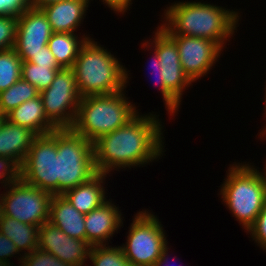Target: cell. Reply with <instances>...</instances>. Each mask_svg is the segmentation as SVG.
I'll return each mask as SVG.
<instances>
[{
  "label": "cell",
  "mask_w": 266,
  "mask_h": 266,
  "mask_svg": "<svg viewBox=\"0 0 266 266\" xmlns=\"http://www.w3.org/2000/svg\"><path fill=\"white\" fill-rule=\"evenodd\" d=\"M92 38L80 48L72 67L81 97L117 93L126 88L128 73L111 52Z\"/></svg>",
  "instance_id": "3957f363"
},
{
  "label": "cell",
  "mask_w": 266,
  "mask_h": 266,
  "mask_svg": "<svg viewBox=\"0 0 266 266\" xmlns=\"http://www.w3.org/2000/svg\"><path fill=\"white\" fill-rule=\"evenodd\" d=\"M89 258L94 266H132L120 246H92Z\"/></svg>",
  "instance_id": "484cf974"
},
{
  "label": "cell",
  "mask_w": 266,
  "mask_h": 266,
  "mask_svg": "<svg viewBox=\"0 0 266 266\" xmlns=\"http://www.w3.org/2000/svg\"><path fill=\"white\" fill-rule=\"evenodd\" d=\"M47 118L58 128H72L81 100L72 68L60 69L51 85L40 92Z\"/></svg>",
  "instance_id": "30bf717a"
},
{
  "label": "cell",
  "mask_w": 266,
  "mask_h": 266,
  "mask_svg": "<svg viewBox=\"0 0 266 266\" xmlns=\"http://www.w3.org/2000/svg\"><path fill=\"white\" fill-rule=\"evenodd\" d=\"M14 253L19 254L15 243L0 232V266H11L8 257H12Z\"/></svg>",
  "instance_id": "d6a6232c"
},
{
  "label": "cell",
  "mask_w": 266,
  "mask_h": 266,
  "mask_svg": "<svg viewBox=\"0 0 266 266\" xmlns=\"http://www.w3.org/2000/svg\"><path fill=\"white\" fill-rule=\"evenodd\" d=\"M24 266H72L56 258L53 254L36 249L29 254H25L19 259Z\"/></svg>",
  "instance_id": "4316f807"
},
{
  "label": "cell",
  "mask_w": 266,
  "mask_h": 266,
  "mask_svg": "<svg viewBox=\"0 0 266 266\" xmlns=\"http://www.w3.org/2000/svg\"><path fill=\"white\" fill-rule=\"evenodd\" d=\"M90 37L80 40L74 33L53 32L48 47L61 68H72L82 45Z\"/></svg>",
  "instance_id": "7402d4cb"
},
{
  "label": "cell",
  "mask_w": 266,
  "mask_h": 266,
  "mask_svg": "<svg viewBox=\"0 0 266 266\" xmlns=\"http://www.w3.org/2000/svg\"><path fill=\"white\" fill-rule=\"evenodd\" d=\"M258 245L266 250V201L253 225L246 231Z\"/></svg>",
  "instance_id": "f546056e"
},
{
  "label": "cell",
  "mask_w": 266,
  "mask_h": 266,
  "mask_svg": "<svg viewBox=\"0 0 266 266\" xmlns=\"http://www.w3.org/2000/svg\"><path fill=\"white\" fill-rule=\"evenodd\" d=\"M238 14L204 2H179L165 10L166 23L160 27L168 35L209 39L223 49L224 40L234 34Z\"/></svg>",
  "instance_id": "7a4b0ae2"
},
{
  "label": "cell",
  "mask_w": 266,
  "mask_h": 266,
  "mask_svg": "<svg viewBox=\"0 0 266 266\" xmlns=\"http://www.w3.org/2000/svg\"><path fill=\"white\" fill-rule=\"evenodd\" d=\"M38 248L53 254L72 266H83L90 256L92 246L85 240L66 235L57 226L46 221L38 230Z\"/></svg>",
  "instance_id": "5bb4252c"
},
{
  "label": "cell",
  "mask_w": 266,
  "mask_h": 266,
  "mask_svg": "<svg viewBox=\"0 0 266 266\" xmlns=\"http://www.w3.org/2000/svg\"><path fill=\"white\" fill-rule=\"evenodd\" d=\"M159 219L150 212H138L131 223L126 245L120 246L132 266H153L167 246Z\"/></svg>",
  "instance_id": "52a82bcc"
},
{
  "label": "cell",
  "mask_w": 266,
  "mask_h": 266,
  "mask_svg": "<svg viewBox=\"0 0 266 266\" xmlns=\"http://www.w3.org/2000/svg\"><path fill=\"white\" fill-rule=\"evenodd\" d=\"M0 168L1 184L7 186L20 179V167L12 159L0 157Z\"/></svg>",
  "instance_id": "1f68e13d"
},
{
  "label": "cell",
  "mask_w": 266,
  "mask_h": 266,
  "mask_svg": "<svg viewBox=\"0 0 266 266\" xmlns=\"http://www.w3.org/2000/svg\"><path fill=\"white\" fill-rule=\"evenodd\" d=\"M265 114H266V112H265ZM265 132H266V128H265V130L264 131H262V133H260V134H262V136L265 134Z\"/></svg>",
  "instance_id": "f35d334b"
},
{
  "label": "cell",
  "mask_w": 266,
  "mask_h": 266,
  "mask_svg": "<svg viewBox=\"0 0 266 266\" xmlns=\"http://www.w3.org/2000/svg\"><path fill=\"white\" fill-rule=\"evenodd\" d=\"M153 55L154 57H153L152 66L154 70L152 72H155V74L158 76L157 78L158 81L156 80V82L159 83L160 87L159 90L162 93L163 100L165 101V105L166 108L168 109V112L170 113V115H174L178 111L180 102L165 88V84L162 79V71H161V65L159 63V57L155 50Z\"/></svg>",
  "instance_id": "f1b7e54d"
},
{
  "label": "cell",
  "mask_w": 266,
  "mask_h": 266,
  "mask_svg": "<svg viewBox=\"0 0 266 266\" xmlns=\"http://www.w3.org/2000/svg\"><path fill=\"white\" fill-rule=\"evenodd\" d=\"M39 95L40 92L36 87L21 78L7 90L0 92V111L7 115L25 101L36 98Z\"/></svg>",
  "instance_id": "603a6c76"
},
{
  "label": "cell",
  "mask_w": 266,
  "mask_h": 266,
  "mask_svg": "<svg viewBox=\"0 0 266 266\" xmlns=\"http://www.w3.org/2000/svg\"><path fill=\"white\" fill-rule=\"evenodd\" d=\"M22 60L14 50H0V92L21 79Z\"/></svg>",
  "instance_id": "cb8c5ba5"
},
{
  "label": "cell",
  "mask_w": 266,
  "mask_h": 266,
  "mask_svg": "<svg viewBox=\"0 0 266 266\" xmlns=\"http://www.w3.org/2000/svg\"><path fill=\"white\" fill-rule=\"evenodd\" d=\"M154 36L151 43L147 41L142 46L152 44L148 48L151 50L153 47L158 54L165 88L181 102L183 89L189 87L192 81L183 71L176 42L161 27H158Z\"/></svg>",
  "instance_id": "4fadbf2b"
},
{
  "label": "cell",
  "mask_w": 266,
  "mask_h": 266,
  "mask_svg": "<svg viewBox=\"0 0 266 266\" xmlns=\"http://www.w3.org/2000/svg\"><path fill=\"white\" fill-rule=\"evenodd\" d=\"M17 22V17L0 16V50L14 48Z\"/></svg>",
  "instance_id": "83f0119b"
},
{
  "label": "cell",
  "mask_w": 266,
  "mask_h": 266,
  "mask_svg": "<svg viewBox=\"0 0 266 266\" xmlns=\"http://www.w3.org/2000/svg\"><path fill=\"white\" fill-rule=\"evenodd\" d=\"M31 6V0H0V16L18 18Z\"/></svg>",
  "instance_id": "4dcf8cb0"
},
{
  "label": "cell",
  "mask_w": 266,
  "mask_h": 266,
  "mask_svg": "<svg viewBox=\"0 0 266 266\" xmlns=\"http://www.w3.org/2000/svg\"><path fill=\"white\" fill-rule=\"evenodd\" d=\"M36 136L29 128L6 119L0 128V157L12 159L20 167Z\"/></svg>",
  "instance_id": "e0dca14e"
},
{
  "label": "cell",
  "mask_w": 266,
  "mask_h": 266,
  "mask_svg": "<svg viewBox=\"0 0 266 266\" xmlns=\"http://www.w3.org/2000/svg\"><path fill=\"white\" fill-rule=\"evenodd\" d=\"M175 42L184 73L195 82L210 71L222 49L209 39L169 35Z\"/></svg>",
  "instance_id": "7c38bea8"
},
{
  "label": "cell",
  "mask_w": 266,
  "mask_h": 266,
  "mask_svg": "<svg viewBox=\"0 0 266 266\" xmlns=\"http://www.w3.org/2000/svg\"><path fill=\"white\" fill-rule=\"evenodd\" d=\"M167 255H168V247L166 246V247L162 250V252H161L159 258L156 260V262L153 264V266H164V265H167V261H168V257H167ZM166 259H167V260H166ZM174 259H175V258H174ZM164 263H165V264H164ZM167 266H169V265H167Z\"/></svg>",
  "instance_id": "d590c367"
},
{
  "label": "cell",
  "mask_w": 266,
  "mask_h": 266,
  "mask_svg": "<svg viewBox=\"0 0 266 266\" xmlns=\"http://www.w3.org/2000/svg\"><path fill=\"white\" fill-rule=\"evenodd\" d=\"M53 31L41 8L30 7L18 17L14 50L22 61H29L48 45Z\"/></svg>",
  "instance_id": "8fae6325"
},
{
  "label": "cell",
  "mask_w": 266,
  "mask_h": 266,
  "mask_svg": "<svg viewBox=\"0 0 266 266\" xmlns=\"http://www.w3.org/2000/svg\"><path fill=\"white\" fill-rule=\"evenodd\" d=\"M162 124L155 115L137 114L127 124L93 142L95 168L108 174L112 169L145 165L161 156Z\"/></svg>",
  "instance_id": "6da1fadb"
},
{
  "label": "cell",
  "mask_w": 266,
  "mask_h": 266,
  "mask_svg": "<svg viewBox=\"0 0 266 266\" xmlns=\"http://www.w3.org/2000/svg\"><path fill=\"white\" fill-rule=\"evenodd\" d=\"M29 62L37 64V65H43V66H49L51 69H62L58 64L54 57V55L51 53L48 45L42 48V51L35 54Z\"/></svg>",
  "instance_id": "836d02e7"
},
{
  "label": "cell",
  "mask_w": 266,
  "mask_h": 266,
  "mask_svg": "<svg viewBox=\"0 0 266 266\" xmlns=\"http://www.w3.org/2000/svg\"><path fill=\"white\" fill-rule=\"evenodd\" d=\"M11 123L29 128L36 135L58 129L46 116L41 96L25 101L6 115Z\"/></svg>",
  "instance_id": "d6986e66"
},
{
  "label": "cell",
  "mask_w": 266,
  "mask_h": 266,
  "mask_svg": "<svg viewBox=\"0 0 266 266\" xmlns=\"http://www.w3.org/2000/svg\"><path fill=\"white\" fill-rule=\"evenodd\" d=\"M58 195L86 183L98 172L93 143L72 128L56 129Z\"/></svg>",
  "instance_id": "8992f818"
},
{
  "label": "cell",
  "mask_w": 266,
  "mask_h": 266,
  "mask_svg": "<svg viewBox=\"0 0 266 266\" xmlns=\"http://www.w3.org/2000/svg\"><path fill=\"white\" fill-rule=\"evenodd\" d=\"M111 202L106 201L85 214L86 242L91 246L106 245V240H109L123 224L119 208Z\"/></svg>",
  "instance_id": "9a60e30c"
},
{
  "label": "cell",
  "mask_w": 266,
  "mask_h": 266,
  "mask_svg": "<svg viewBox=\"0 0 266 266\" xmlns=\"http://www.w3.org/2000/svg\"><path fill=\"white\" fill-rule=\"evenodd\" d=\"M230 166L220 194L232 215L248 230L266 201V175L253 165L235 163Z\"/></svg>",
  "instance_id": "5b68a950"
},
{
  "label": "cell",
  "mask_w": 266,
  "mask_h": 266,
  "mask_svg": "<svg viewBox=\"0 0 266 266\" xmlns=\"http://www.w3.org/2000/svg\"><path fill=\"white\" fill-rule=\"evenodd\" d=\"M60 69L22 61L21 78L37 88L39 92L48 88Z\"/></svg>",
  "instance_id": "d4e9b609"
},
{
  "label": "cell",
  "mask_w": 266,
  "mask_h": 266,
  "mask_svg": "<svg viewBox=\"0 0 266 266\" xmlns=\"http://www.w3.org/2000/svg\"><path fill=\"white\" fill-rule=\"evenodd\" d=\"M38 230L39 226L20 222L0 212V232L15 243L19 252L26 250L24 255L38 249Z\"/></svg>",
  "instance_id": "44dd1931"
},
{
  "label": "cell",
  "mask_w": 266,
  "mask_h": 266,
  "mask_svg": "<svg viewBox=\"0 0 266 266\" xmlns=\"http://www.w3.org/2000/svg\"><path fill=\"white\" fill-rule=\"evenodd\" d=\"M6 120V115L3 114L1 111H0V128L2 126V124L4 123V121Z\"/></svg>",
  "instance_id": "74e56055"
},
{
  "label": "cell",
  "mask_w": 266,
  "mask_h": 266,
  "mask_svg": "<svg viewBox=\"0 0 266 266\" xmlns=\"http://www.w3.org/2000/svg\"><path fill=\"white\" fill-rule=\"evenodd\" d=\"M90 0H61L41 7L53 32L74 33L82 23Z\"/></svg>",
  "instance_id": "2e32d148"
},
{
  "label": "cell",
  "mask_w": 266,
  "mask_h": 266,
  "mask_svg": "<svg viewBox=\"0 0 266 266\" xmlns=\"http://www.w3.org/2000/svg\"><path fill=\"white\" fill-rule=\"evenodd\" d=\"M56 130L37 135L20 166V179L25 183L58 195Z\"/></svg>",
  "instance_id": "ba28073f"
},
{
  "label": "cell",
  "mask_w": 266,
  "mask_h": 266,
  "mask_svg": "<svg viewBox=\"0 0 266 266\" xmlns=\"http://www.w3.org/2000/svg\"><path fill=\"white\" fill-rule=\"evenodd\" d=\"M103 2L111 8V10L116 11L118 14H122L128 10L131 0H103Z\"/></svg>",
  "instance_id": "e575fe53"
},
{
  "label": "cell",
  "mask_w": 266,
  "mask_h": 266,
  "mask_svg": "<svg viewBox=\"0 0 266 266\" xmlns=\"http://www.w3.org/2000/svg\"><path fill=\"white\" fill-rule=\"evenodd\" d=\"M7 186L9 190L0 195V212L3 215L39 227L49 221L52 194L21 179Z\"/></svg>",
  "instance_id": "9c48e42d"
},
{
  "label": "cell",
  "mask_w": 266,
  "mask_h": 266,
  "mask_svg": "<svg viewBox=\"0 0 266 266\" xmlns=\"http://www.w3.org/2000/svg\"><path fill=\"white\" fill-rule=\"evenodd\" d=\"M49 222L71 238L86 241L85 215L75 209L63 195H53Z\"/></svg>",
  "instance_id": "ac0fdd59"
},
{
  "label": "cell",
  "mask_w": 266,
  "mask_h": 266,
  "mask_svg": "<svg viewBox=\"0 0 266 266\" xmlns=\"http://www.w3.org/2000/svg\"><path fill=\"white\" fill-rule=\"evenodd\" d=\"M123 91L82 97L72 129L93 143L127 124L138 112Z\"/></svg>",
  "instance_id": "277c9868"
},
{
  "label": "cell",
  "mask_w": 266,
  "mask_h": 266,
  "mask_svg": "<svg viewBox=\"0 0 266 266\" xmlns=\"http://www.w3.org/2000/svg\"><path fill=\"white\" fill-rule=\"evenodd\" d=\"M61 0H31L32 7L41 8L49 3Z\"/></svg>",
  "instance_id": "8d00e7d4"
},
{
  "label": "cell",
  "mask_w": 266,
  "mask_h": 266,
  "mask_svg": "<svg viewBox=\"0 0 266 266\" xmlns=\"http://www.w3.org/2000/svg\"><path fill=\"white\" fill-rule=\"evenodd\" d=\"M107 174L97 173L86 183L77 185L62 195L82 214H88L106 202L105 189L102 186Z\"/></svg>",
  "instance_id": "ffe728a7"
}]
</instances>
